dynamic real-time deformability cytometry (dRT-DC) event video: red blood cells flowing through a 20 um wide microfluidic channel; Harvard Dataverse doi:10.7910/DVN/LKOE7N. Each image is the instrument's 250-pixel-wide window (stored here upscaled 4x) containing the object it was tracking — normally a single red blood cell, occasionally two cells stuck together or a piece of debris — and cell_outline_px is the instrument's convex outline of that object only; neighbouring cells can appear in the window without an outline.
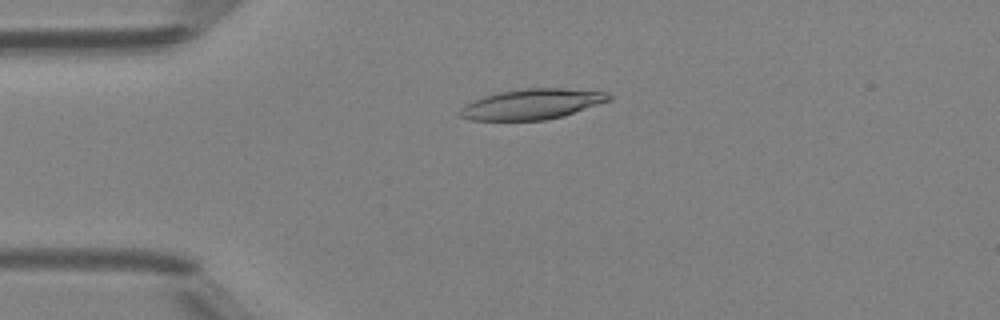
{"species": "Egyptian fruit bat (a non-hibernating species)", "species_latin": "Rousettus aegyptiacus", "temperature_condition": "room temperature", "stored_images_in_passage": 49, "camera_frame_rate_fps": 3000, "um_per_image_px": 0.085, "animal": {"sex": "female"}, "frame": {"image": 1, "passage_image": 12, "time_ms": 3.667, "image_size_px": [1000, 320], "cell_outline_px": [[612, 100], [564, 116], [544, 120], [472, 120], [460, 116], [460, 108], [464, 104], [484, 96], [496, 92], [524, 88], [564, 88], [608, 92], [612, 96]], "centroid_in_image_um": [45.25, 8.84], "position_along_channel_um": 39.8, "area_um2": 26.53}}
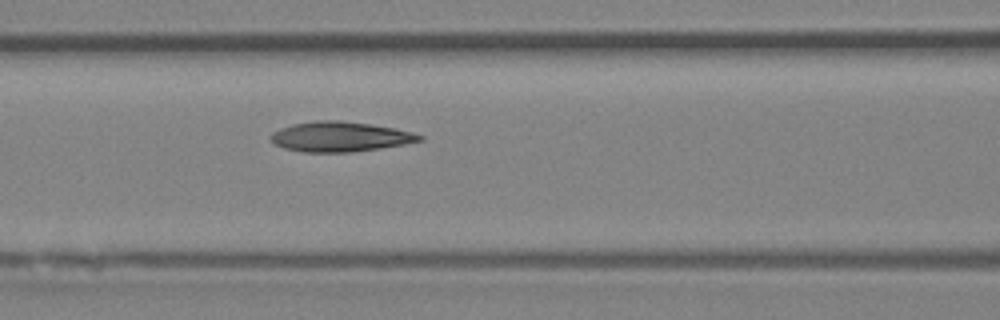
{"frame": {"image": 2, "passage_image": 21, "time_ms": 6.667, "image_size_px": [1000, 320], "cell_outline_px": [[424, 140], [404, 144], [380, 148], [352, 152], [304, 152], [284, 148], [276, 144], [268, 136], [272, 132], [280, 128], [292, 124], [316, 120], [340, 120], [396, 128], [412, 132], [424, 136]], "centroid_in_image_um": [28.9, 11.61], "position_along_channel_um": 137.7, "area_um2": 26.01}}
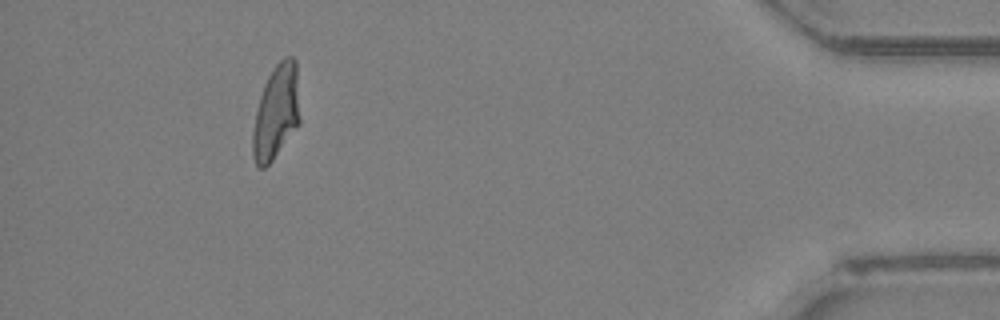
{"frame": {"image": 3, "passage_image": 45, "time_ms": 14.667, "image_size_px": [1000, 320], "cell_outline_px": [[300, 124], [272, 160], [264, 168], [260, 168], [256, 164], [252, 156], [252, 132], [256, 112], [260, 96], [264, 84], [268, 76], [276, 64], [284, 56], [292, 56], [296, 60], [300, 120]], "centroid_in_image_um": [23.48, 9.53], "position_along_channel_um": 411.7, "area_um2": 26.01}, "authors_computed_cell_mechanics": {"area_um2": 25.8366, "velocity_mm_per_s": 4.2031, "shape_relaxation_time_tau1_ms": null, "shape_relaxation_time_tau2_ms": 2.551, "deformation_change_tau1": null, "deformation_change_tau2": 0.0858}}